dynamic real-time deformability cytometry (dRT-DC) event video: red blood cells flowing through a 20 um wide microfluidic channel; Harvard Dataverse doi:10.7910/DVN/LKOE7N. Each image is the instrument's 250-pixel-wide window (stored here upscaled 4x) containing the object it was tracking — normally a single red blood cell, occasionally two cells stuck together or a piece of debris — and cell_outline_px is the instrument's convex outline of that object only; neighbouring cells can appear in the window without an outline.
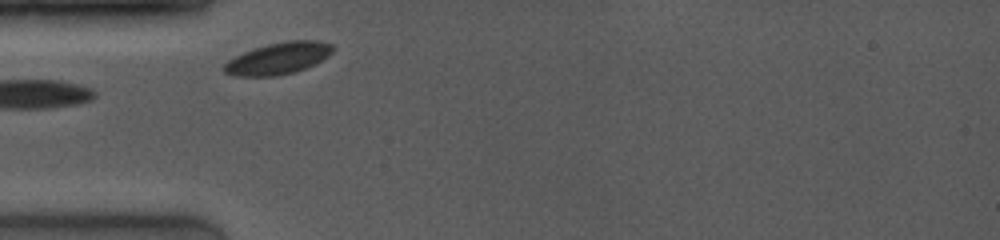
{"species": "common noctule bat (a hibernating species)", "species_latin": "Nyctalus noctula", "temperature_condition": "room temperature", "stored_images_in_passage": 21, "camera_frame_rate_fps": 4000, "um_per_image_px": 0.085, "animal": {"sex": "female", "body_mass_g": 19.0, "forearm_length_mm": 53.3}, "frame": {"image": 1, "passage_image": 1, "time_ms": 0.0, "image_size_px": [1000, 240], "cell_outline_px": [[332, 52], [328, 56], [304, 68], [292, 72], [276, 76], [232, 76], [224, 72], [220, 68], [228, 60], [252, 48], [268, 44], [288, 40], [320, 40], [332, 44]], "centroid_in_image_um": [23.6, 4.95], "position_along_channel_um": 61.4, "area_um2": 20.06}}